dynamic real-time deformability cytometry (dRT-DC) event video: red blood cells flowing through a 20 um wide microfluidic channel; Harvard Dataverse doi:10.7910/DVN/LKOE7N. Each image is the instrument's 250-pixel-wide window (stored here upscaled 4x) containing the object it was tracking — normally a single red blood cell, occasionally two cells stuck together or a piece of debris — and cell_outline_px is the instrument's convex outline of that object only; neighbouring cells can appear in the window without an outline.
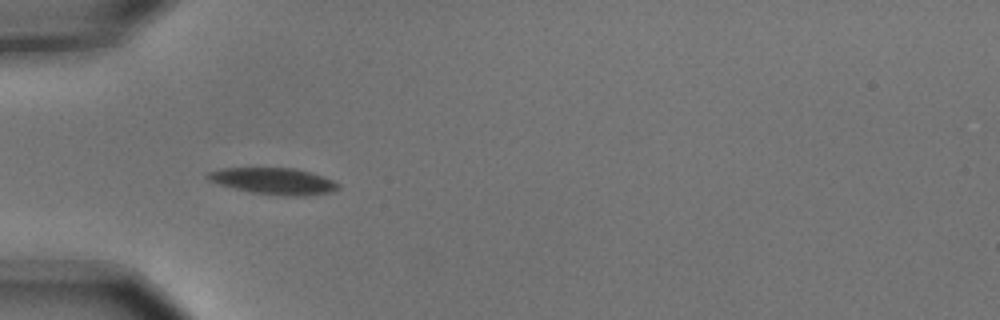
{"species": "common noctule bat (a hibernating species)", "species_latin": "Nyctalus noctula", "temperature_condition": "cold", "stored_images_in_passage": 10, "camera_frame_rate_fps": 3000, "um_per_image_px": 0.085, "animal": {"sex": "male", "body_mass_g": 15.6}, "frame": {"image": 1, "passage_image": 4, "time_ms": 1.0, "image_size_px": [1000, 320], "cell_outline_px": [[340, 188], [332, 192], [304, 196], [296, 196], [252, 192], [220, 184], [208, 180], [204, 176], [208, 172], [224, 168], [292, 168], [324, 176], [340, 184]], "centroid_in_image_um": [23.29, 15.39], "position_along_channel_um": 61.7, "area_um2": 19.83}}
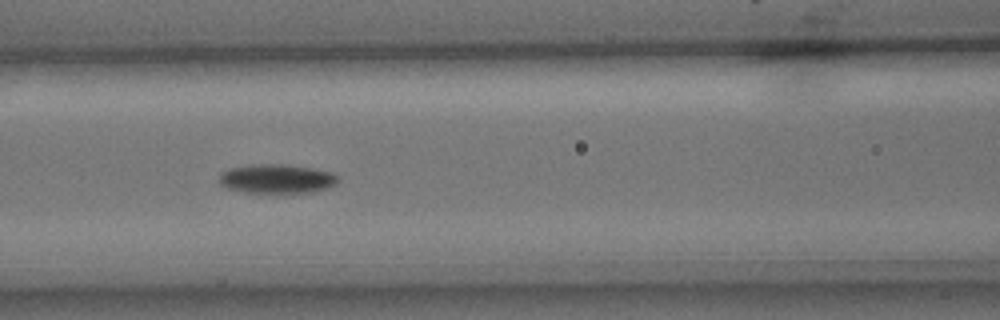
{"frame": {"image": 2, "passage_image": 6, "time_ms": 1.667, "image_size_px": [1000, 320], "cell_outline_px": [[340, 180], [336, 184], [316, 192], [244, 192], [228, 188], [220, 184], [220, 172], [232, 168], [252, 164], [280, 164], [308, 168], [332, 172], [340, 176]], "centroid_in_image_um": [23.55, 15.19], "position_along_channel_um": 143.0, "area_um2": 20.0}}
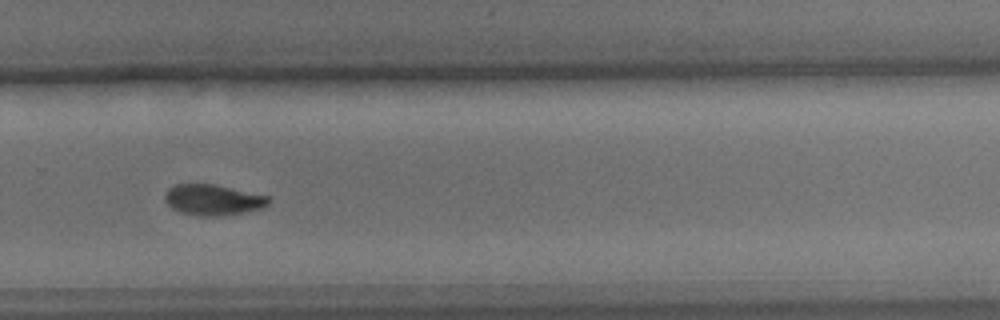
{"frame": {"image": 3, "passage_image": 10, "time_ms": 3.0, "image_size_px": [1000, 320], "cell_outline_px": [[268, 204], [260, 208], [244, 212], [216, 216], [200, 216], [184, 212], [172, 208], [164, 200], [164, 196], [168, 188], [176, 184], [212, 184], [268, 196]], "centroid_in_image_um": [18.05, 16.98], "position_along_channel_um": 311.7, "area_um2": 18.15}}